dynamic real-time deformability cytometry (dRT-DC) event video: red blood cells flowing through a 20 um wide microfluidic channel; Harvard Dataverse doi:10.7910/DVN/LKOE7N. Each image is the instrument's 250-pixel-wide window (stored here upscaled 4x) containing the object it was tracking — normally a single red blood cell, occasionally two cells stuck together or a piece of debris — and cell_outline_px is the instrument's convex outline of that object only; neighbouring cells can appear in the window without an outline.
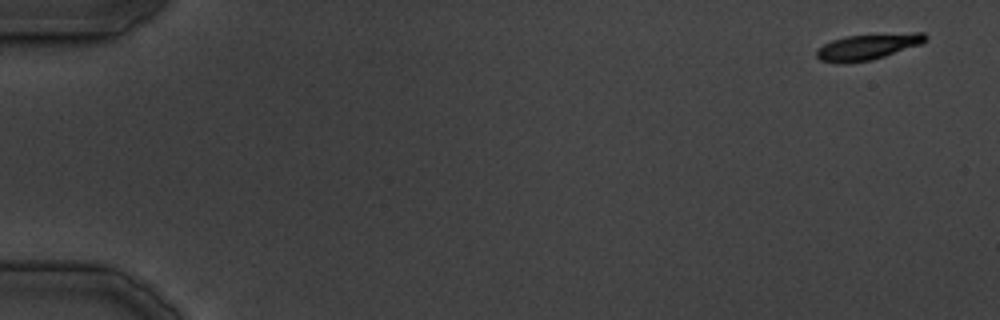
{"species": "common noctule bat (a hibernating species)", "species_latin": "Nyctalus noctula", "temperature_condition": "cold", "stored_images_in_passage": 6, "camera_frame_rate_fps": 3000, "um_per_image_px": 0.085, "animal": {"sex": "male", "body_mass_g": 19.5, "forearm_length_mm": 54.6}, "frame": {"image": 1, "passage_image": 1, "time_ms": 0.0, "image_size_px": [1000, 320], "cell_outline_px": [[928, 40], [920, 44], [872, 60], [844, 64], [840, 64], [820, 60], [816, 56], [816, 48], [832, 40], [848, 36], [912, 32], [924, 32], [928, 36]], "centroid_in_image_um": [73.75, 3.98], "position_along_channel_um": 11.3, "area_um2": 16.53}}